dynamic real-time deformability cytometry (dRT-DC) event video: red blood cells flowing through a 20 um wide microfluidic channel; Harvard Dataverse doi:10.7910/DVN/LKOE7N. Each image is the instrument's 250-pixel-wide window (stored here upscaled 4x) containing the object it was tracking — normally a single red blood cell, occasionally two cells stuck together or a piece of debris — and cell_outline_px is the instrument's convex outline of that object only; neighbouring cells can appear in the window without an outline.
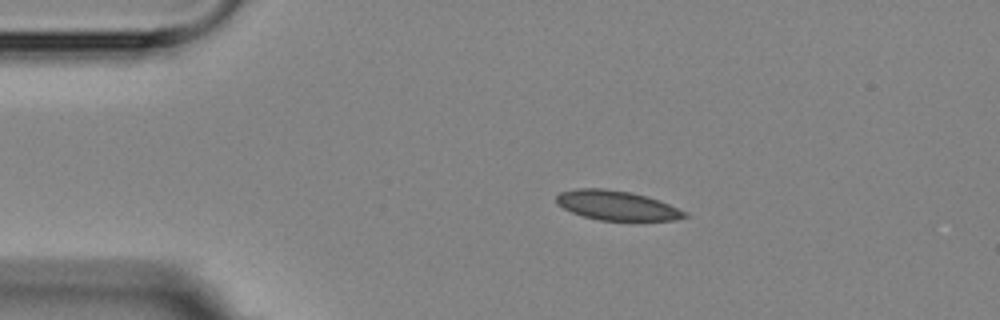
{"species": "Egyptian fruit bat (a non-hibernating species)", "species_latin": "Rousettus aegyptiacus", "temperature_condition": "room temperature", "stored_images_in_passage": 3, "camera_frame_rate_fps": 3000, "um_per_image_px": 0.085, "animal": {"sex": "female"}, "frame": {"image": 1, "passage_image": 1, "time_ms": 0.0, "image_size_px": [1000, 320], "cell_outline_px": [[688, 216], [676, 220], [600, 220], [584, 216], [572, 212], [556, 204], [556, 196], [560, 192], [576, 188], [604, 188], [632, 192], [648, 196], [660, 200], [688, 212]], "centroid_in_image_um": [52.45, 17.45], "position_along_channel_um": 32.6, "area_um2": 22.2}}
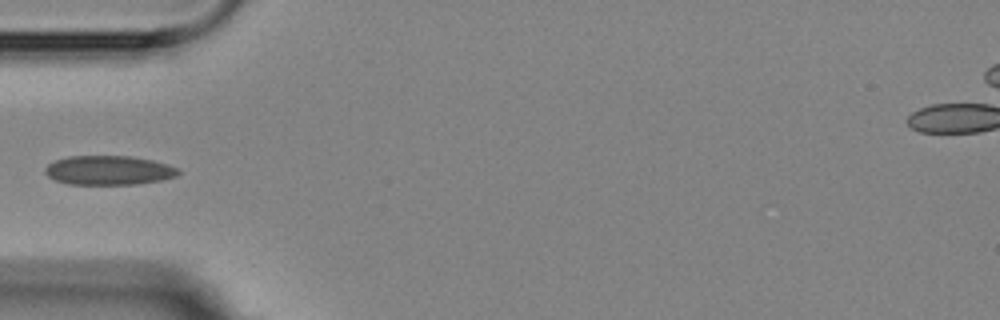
{"frame": {"image": 2, "passage_image": 3, "time_ms": 2.333, "image_size_px": [1000, 320], "cell_outline_px": [[180, 172], [176, 176], [160, 180], [136, 184], [68, 184], [56, 180], [48, 176], [44, 172], [44, 168], [48, 164], [56, 160], [68, 156], [132, 156], [152, 160], [176, 168]], "centroid_in_image_um": [9.2, 14.47], "position_along_channel_um": 75.8, "area_um2": 22.48}}